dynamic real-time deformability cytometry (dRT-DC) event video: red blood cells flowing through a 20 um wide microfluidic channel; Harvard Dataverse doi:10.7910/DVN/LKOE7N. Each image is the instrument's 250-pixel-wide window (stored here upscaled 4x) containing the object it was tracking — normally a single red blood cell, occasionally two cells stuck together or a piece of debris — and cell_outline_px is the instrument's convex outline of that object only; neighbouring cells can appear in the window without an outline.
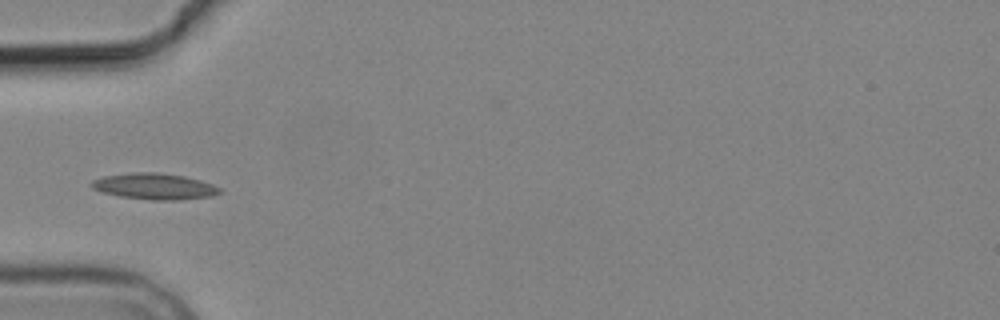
{"species": "common noctule bat (a hibernating species)", "species_latin": "Nyctalus noctula", "temperature_condition": "cold", "stored_images_in_passage": 11, "camera_frame_rate_fps": 3000, "um_per_image_px": 0.085, "animal": {"sex": "male", "body_mass_g": 19.2, "forearm_length_mm": 51.8}, "frame": {"image": 1, "passage_image": 1, "time_ms": 0.0, "image_size_px": [1000, 320], "cell_outline_px": [[224, 192], [212, 196], [176, 200], [152, 200], [120, 196], [100, 192], [92, 188], [88, 184], [92, 180], [104, 176], [132, 172], [156, 172], [184, 176], [200, 180], [212, 184], [220, 188]], "centroid_in_image_um": [13.11, 15.84], "position_along_channel_um": 71.9, "area_um2": 19.65}}
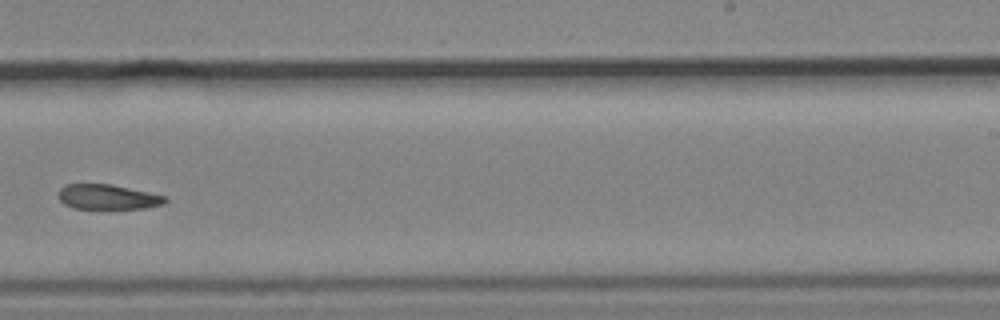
{"frame": {"image": 2, "passage_image": 6, "time_ms": 5.667, "image_size_px": [1000, 320], "cell_outline_px": [[168, 200], [164, 204], [144, 208], [100, 212], [72, 208], [64, 204], [60, 200], [60, 188], [64, 184], [112, 184], [168, 196]], "centroid_in_image_um": [9.18, 16.8], "position_along_channel_um": 279.8, "area_um2": 16.53}}
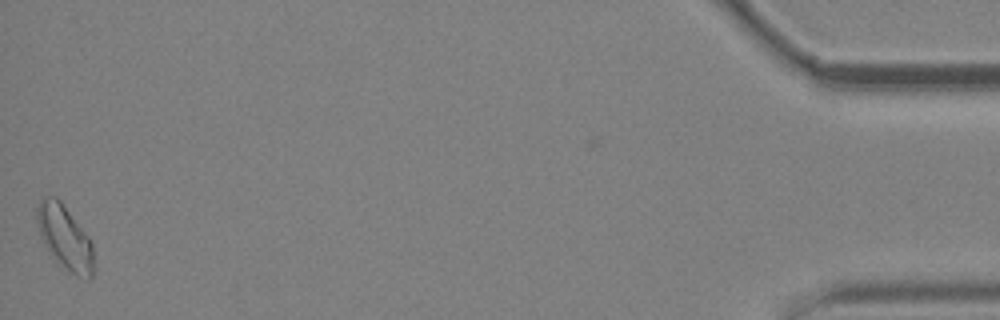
{"frame": {"image": 3, "passage_image": 11, "time_ms": 12.333, "image_size_px": [1000, 320], "cell_outline_px": [[96, 264], [92, 276], [88, 280], [76, 276], [52, 256], [44, 244], [40, 236], [36, 220], [36, 208], [40, 200], [44, 196], [56, 196], [60, 200], [88, 236], [92, 244]], "centroid_in_image_um": [5.53, 20.19], "position_along_channel_um": 429.7, "area_um2": 21.33}}